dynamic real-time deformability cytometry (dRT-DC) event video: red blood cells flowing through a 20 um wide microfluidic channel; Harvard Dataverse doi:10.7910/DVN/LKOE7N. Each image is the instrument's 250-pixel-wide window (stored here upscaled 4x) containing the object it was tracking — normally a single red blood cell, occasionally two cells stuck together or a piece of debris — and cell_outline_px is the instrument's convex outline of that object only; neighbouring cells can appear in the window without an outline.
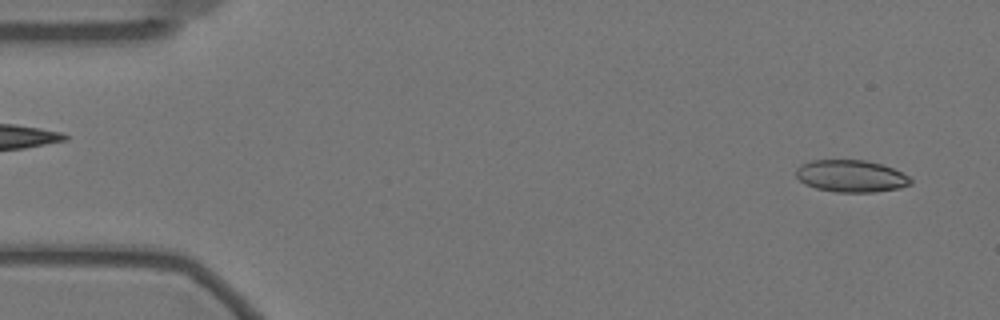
{"species": "Egyptian fruit bat (a non-hibernating species)", "species_latin": "Rousettus aegyptiacus", "temperature_condition": "warm", "stored_images_in_passage": 57, "camera_frame_rate_fps": 3000, "um_per_image_px": 0.085, "animal": {"sex": "female"}, "frame": {"image": 1, "passage_image": 3, "time_ms": 0.667, "image_size_px": [1000, 320], "cell_outline_px": [[912, 184], [900, 188], [876, 192], [836, 192], [816, 188], [804, 184], [796, 176], [796, 168], [800, 164], [812, 160], [864, 160], [884, 164], [908, 176], [912, 180]], "centroid_in_image_um": [72.33, 14.96], "position_along_channel_um": 12.7, "area_um2": 21.56}}
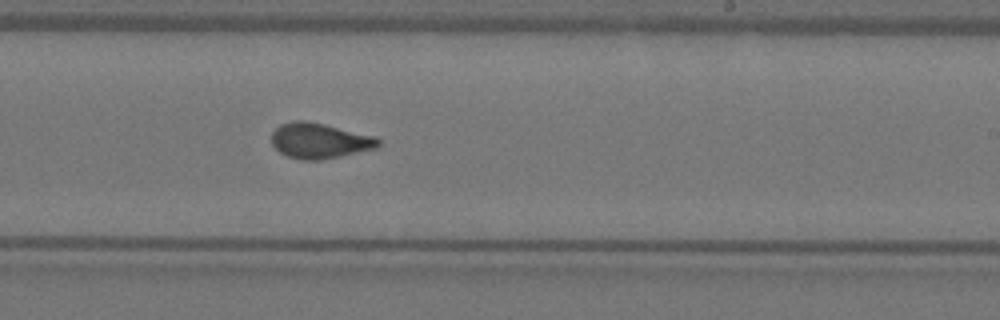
{"frame": {"image": 2, "passage_image": 34, "time_ms": 11.0, "image_size_px": [1000, 320], "cell_outline_px": [[380, 144], [376, 148], [340, 156], [320, 160], [304, 160], [288, 156], [280, 152], [272, 144], [272, 132], [280, 124], [292, 120], [304, 120], [324, 124], [376, 136], [380, 140]], "centroid_in_image_um": [27.16, 11.95], "position_along_channel_um": 261.8, "area_um2": 21.96}}
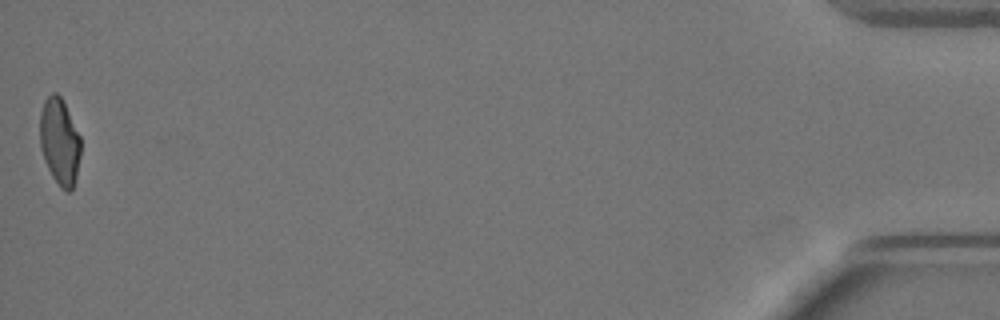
{"frame": {"image": 3, "passage_image": 57, "time_ms": 18.667, "image_size_px": [1000, 320], "cell_outline_px": [[80, 156], [76, 180], [72, 188], [68, 192], [60, 188], [52, 176], [44, 160], [40, 148], [40, 112], [44, 100], [52, 92], [56, 92], [64, 100], [80, 136]], "centroid_in_image_um": [5.07, 12.02], "position_along_channel_um": 430.1, "area_um2": 20.87}, "authors_computed_cell_mechanics": {"area_um2": 21.6172, "velocity_mm_per_s": 3.4873, "shape_relaxation_time_tau1_ms": 9.8343, "shape_relaxation_time_tau2_ms": 1.1034, "deformation_change_tau1": 0.2257, "deformation_change_tau2": 0.0784}}